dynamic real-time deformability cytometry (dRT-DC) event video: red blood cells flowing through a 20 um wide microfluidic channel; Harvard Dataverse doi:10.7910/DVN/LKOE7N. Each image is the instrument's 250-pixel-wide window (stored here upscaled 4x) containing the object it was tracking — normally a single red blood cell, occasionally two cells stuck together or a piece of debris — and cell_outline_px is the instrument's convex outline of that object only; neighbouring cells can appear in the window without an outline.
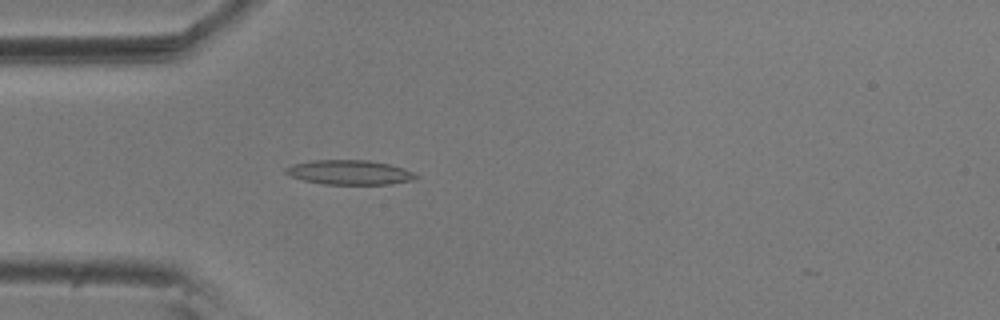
{"species": "common noctule bat (a hibernating species)", "species_latin": "Nyctalus noctula", "temperature_condition": "room temperature", "stored_images_in_passage": 47, "camera_frame_rate_fps": 3000, "um_per_image_px": 0.085, "animal": {"sex": "male", "body_mass_g": 20.5, "forearm_length_mm": 52.5}, "frame": {"image": 1, "passage_image": 15, "time_ms": 4.667, "image_size_px": [1000, 320], "cell_outline_px": [[420, 176], [412, 180], [392, 184], [324, 184], [304, 180], [292, 176], [284, 172], [284, 168], [292, 164], [312, 160], [368, 160], [388, 164], [404, 168]], "centroid_in_image_um": [29.71, 14.65], "position_along_channel_um": 55.3, "area_um2": 18.55}}
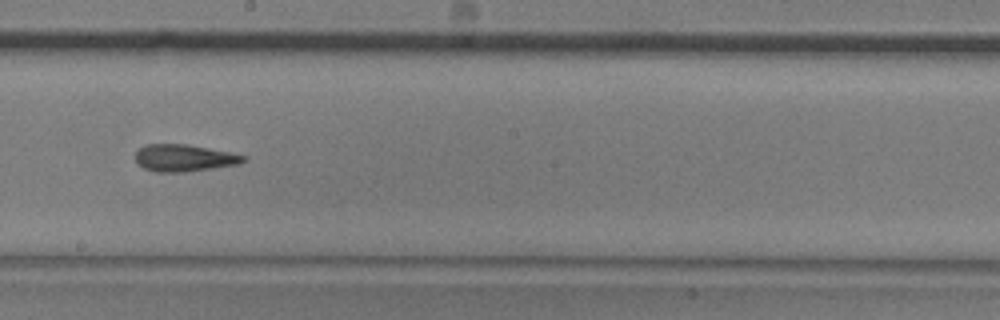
{"frame": {"image": 2, "passage_image": 30, "time_ms": 9.667, "image_size_px": [1000, 320], "cell_outline_px": [[248, 160], [236, 164], [184, 172], [156, 172], [144, 168], [136, 164], [136, 152], [144, 144], [188, 144], [248, 156]], "centroid_in_image_um": [15.62, 13.42], "position_along_channel_um": 232.6, "area_um2": 16.94}}
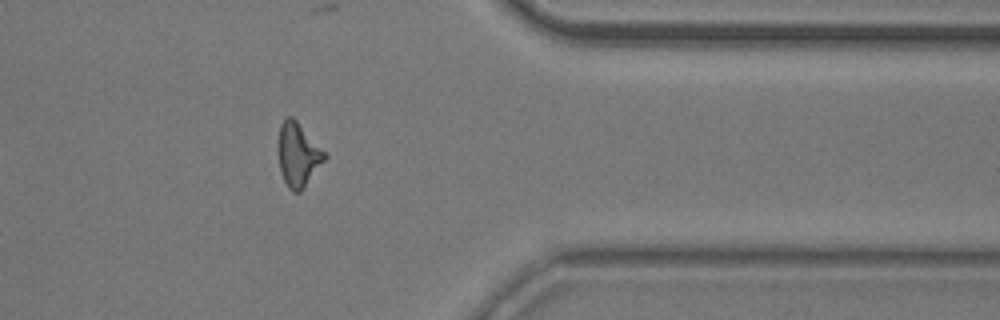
{"frame": {"image": 3, "passage_image": 44, "time_ms": 14.333, "image_size_px": [1000, 320], "cell_outline_px": [[328, 156], [300, 192], [292, 192], [288, 188], [280, 172], [280, 124], [288, 116], [292, 116], [296, 120]], "centroid_in_image_um": [25.35, 13.18], "position_along_channel_um": 386.0, "area_um2": 16.59}, "authors_computed_cell_mechanics": {"area_um2": 17.1666, "velocity_mm_per_s": 3.6219, "shape_relaxation_time_tau1_ms": null, "shape_relaxation_time_tau2_ms": 3.279, "deformation_change_tau1": null, "deformation_change_tau2": 0.1452}}